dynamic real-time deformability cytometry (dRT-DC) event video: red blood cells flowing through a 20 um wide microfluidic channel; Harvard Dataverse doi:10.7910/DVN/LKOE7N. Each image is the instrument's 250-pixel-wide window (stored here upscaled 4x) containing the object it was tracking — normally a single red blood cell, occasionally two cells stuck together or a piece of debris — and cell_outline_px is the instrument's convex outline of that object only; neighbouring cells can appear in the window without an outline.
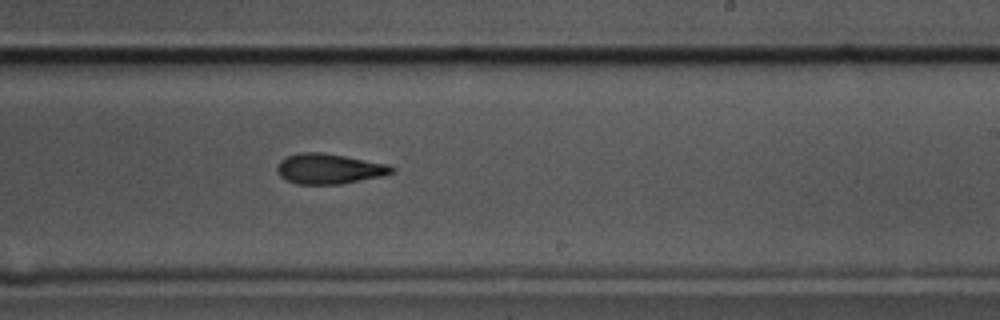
{"species": "common noctule bat (a hibernating species)", "species_latin": "Nyctalus noctula", "temperature_condition": "cold", "stored_images_in_passage": 10, "camera_frame_rate_fps": 3000, "um_per_image_px": 0.085, "animal": {"sex": "male", "body_mass_g": 17.5, "forearm_length_mm": 52.3}, "frame": {"image": 1, "passage_image": 10, "time_ms": 3.0, "image_size_px": [1000, 320], "cell_outline_px": [[396, 168], [392, 172], [384, 176], [340, 184], [296, 184], [280, 176], [276, 168], [280, 160], [288, 156], [300, 152], [320, 152], [344, 156], [388, 164]], "centroid_in_image_um": [27.98, 14.35], "position_along_channel_um": 261.0, "area_um2": 20.11}}